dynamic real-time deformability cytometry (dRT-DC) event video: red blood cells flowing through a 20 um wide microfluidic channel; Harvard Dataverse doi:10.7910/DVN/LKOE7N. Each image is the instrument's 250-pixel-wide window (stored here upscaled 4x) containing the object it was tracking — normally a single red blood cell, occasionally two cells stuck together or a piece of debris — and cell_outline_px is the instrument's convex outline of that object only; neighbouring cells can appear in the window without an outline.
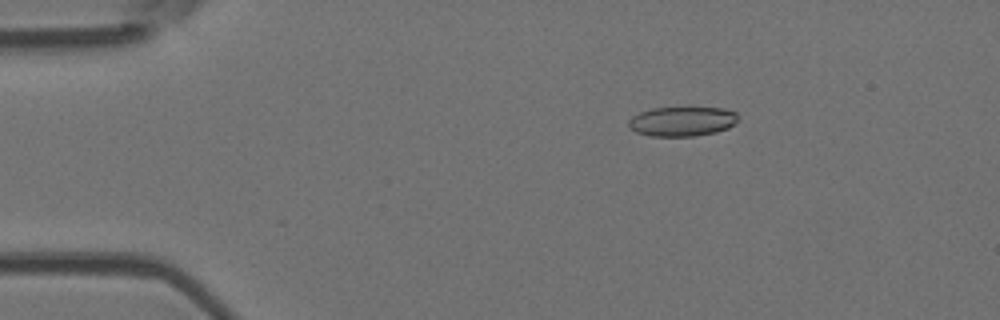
{"species": "Egyptian fruit bat (a non-hibernating species)", "species_latin": "Rousettus aegyptiacus", "temperature_condition": "room temperature", "stored_images_in_passage": 17, "camera_frame_rate_fps": 3000, "um_per_image_px": 0.085, "animal": {"sex": "female"}, "frame": {"image": 1, "passage_image": 9, "time_ms": 2.667, "image_size_px": [1000, 320], "cell_outline_px": [[736, 124], [728, 128], [716, 132], [692, 136], [652, 136], [636, 132], [628, 128], [628, 120], [632, 116], [640, 112], [652, 108], [724, 108], [736, 112]], "centroid_in_image_um": [57.96, 10.32], "position_along_channel_um": 27.0, "area_um2": 18.84}}
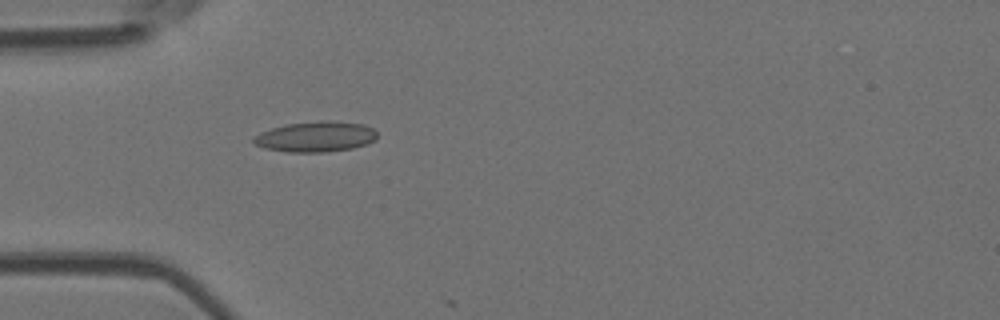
{"frame": {"image": 2, "passage_image": 16, "time_ms": 5.0, "image_size_px": [1000, 320], "cell_outline_px": [[376, 140], [368, 144], [352, 148], [324, 152], [288, 152], [264, 148], [256, 144], [252, 140], [252, 136], [260, 132], [272, 128], [288, 124], [328, 120], [364, 124], [372, 128], [376, 132]], "centroid_in_image_um": [26.84, 11.62], "position_along_channel_um": 58.2, "area_um2": 21.91}}